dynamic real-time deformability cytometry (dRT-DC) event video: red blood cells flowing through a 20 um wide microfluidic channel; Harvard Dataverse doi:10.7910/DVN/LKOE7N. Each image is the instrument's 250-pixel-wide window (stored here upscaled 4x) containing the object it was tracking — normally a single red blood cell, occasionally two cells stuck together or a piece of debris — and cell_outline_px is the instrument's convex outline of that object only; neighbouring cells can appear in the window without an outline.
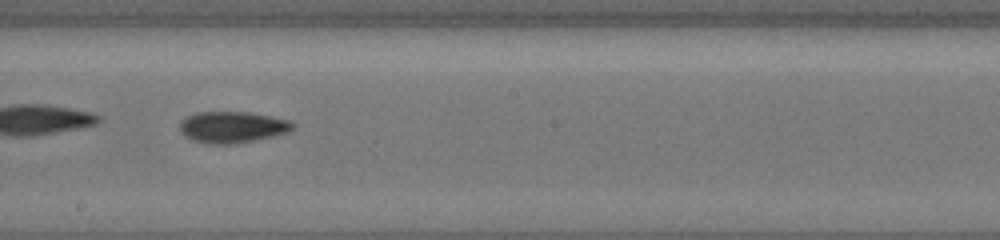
{"species": "common noctule bat (a hibernating species)", "species_latin": "Nyctalus noctula", "temperature_condition": "cold", "stored_images_in_passage": 38, "camera_frame_rate_fps": 3000, "um_per_image_px": 0.085, "animal": {"sex": "female", "body_mass_g": 19.5, "forearm_length_mm": 54.1}, "frame": {"image": 1, "passage_image": 17, "time_ms": 5.333, "image_size_px": [1000, 240], "cell_outline_px": [[292, 128], [288, 132], [272, 136], [252, 140], [228, 144], [208, 144], [192, 140], [184, 136], [180, 132], [180, 120], [196, 112], [248, 112], [288, 120], [292, 124]], "centroid_in_image_um": [19.66, 10.8], "position_along_channel_um": 228.5, "area_um2": 20.35}}
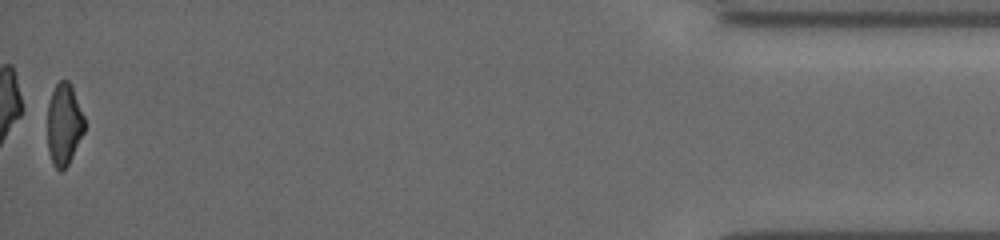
{"frame": {"image": 2, "passage_image": 38, "time_ms": 12.333, "image_size_px": [1000, 240], "cell_outline_px": [[84, 132], [68, 164], [60, 172], [52, 164], [48, 152], [48, 104], [52, 92], [56, 84], [60, 80], [68, 80], [72, 84], [84, 116]], "centroid_in_image_um": [5.44, 10.55], "position_along_channel_um": 429.8, "area_um2": 17.69}, "authors_computed_cell_mechanics": {"area_um2": 19.4786, "velocity_mm_per_s": 3.9342, "shape_relaxation_time_tau1_ms": 2.1832, "shape_relaxation_time_tau2_ms": 3.7627, "deformation_change_tau1": 0.1295, "deformation_change_tau2": 0.1047}}